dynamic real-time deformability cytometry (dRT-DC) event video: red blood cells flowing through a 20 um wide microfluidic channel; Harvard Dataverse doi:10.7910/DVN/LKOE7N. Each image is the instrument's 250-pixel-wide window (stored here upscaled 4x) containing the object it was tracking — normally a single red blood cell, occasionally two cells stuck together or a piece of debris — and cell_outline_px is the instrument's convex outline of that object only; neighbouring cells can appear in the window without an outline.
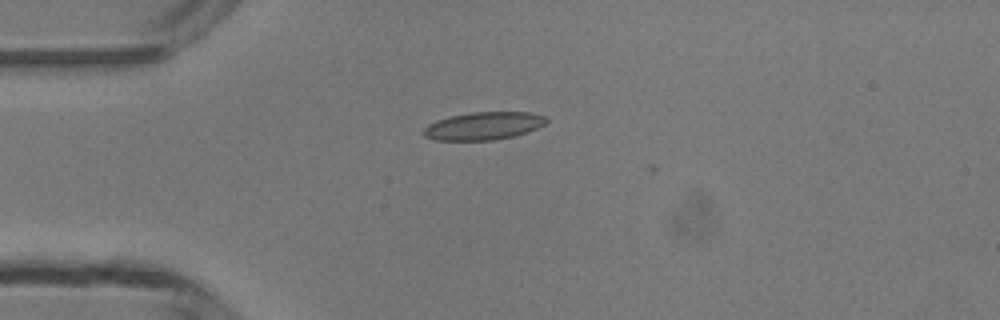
{"species": "common noctule bat (a hibernating species)", "species_latin": "Nyctalus noctula", "temperature_condition": "room temperature", "stored_images_in_passage": 4, "camera_frame_rate_fps": 3000, "um_per_image_px": 0.085, "animal": {"sex": "male", "body_mass_g": 13.3}, "frame": {"image": 1, "passage_image": 3, "time_ms": 2.333, "image_size_px": [1000, 320], "cell_outline_px": [[548, 120], [544, 124], [536, 128], [512, 136], [492, 140], [436, 140], [424, 136], [424, 128], [428, 124], [436, 120], [452, 116], [472, 112], [528, 112], [544, 116]], "centroid_in_image_um": [41.07, 10.69], "position_along_channel_um": 43.9, "area_um2": 19.54}}